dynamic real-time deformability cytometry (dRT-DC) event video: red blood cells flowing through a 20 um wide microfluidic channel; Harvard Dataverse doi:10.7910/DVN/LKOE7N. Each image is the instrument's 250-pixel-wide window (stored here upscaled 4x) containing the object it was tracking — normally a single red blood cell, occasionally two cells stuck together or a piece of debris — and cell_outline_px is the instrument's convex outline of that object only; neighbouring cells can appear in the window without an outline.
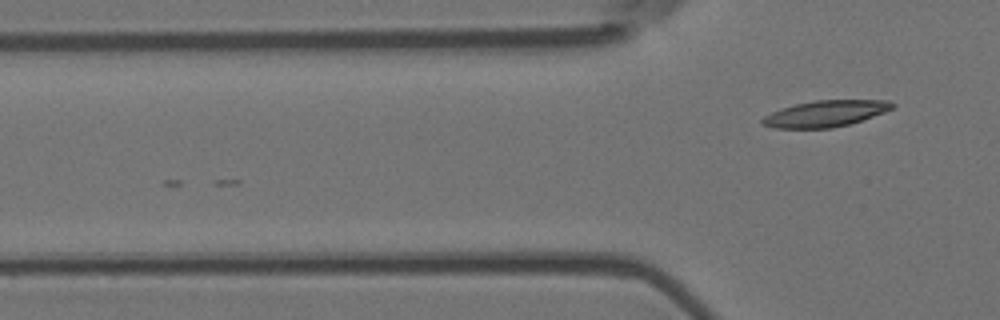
{"species": "Egyptian fruit bat (a non-hibernating species)", "species_latin": "Rousettus aegyptiacus", "temperature_condition": "room temperature", "stored_images_in_passage": 4, "camera_frame_rate_fps": 3000, "um_per_image_px": 0.085, "animal": {"sex": "female"}, "frame": {"image": 1, "passage_image": 4, "time_ms": 1.0, "image_size_px": [1000, 320], "cell_outline_px": [[896, 104], [892, 108], [884, 112], [848, 124], [832, 128], [772, 128], [760, 124], [760, 120], [764, 116], [780, 108], [796, 104], [816, 100], [888, 100]], "centroid_in_image_um": [70.11, 9.66], "position_along_channel_um": 55.7, "area_um2": 19.83}}